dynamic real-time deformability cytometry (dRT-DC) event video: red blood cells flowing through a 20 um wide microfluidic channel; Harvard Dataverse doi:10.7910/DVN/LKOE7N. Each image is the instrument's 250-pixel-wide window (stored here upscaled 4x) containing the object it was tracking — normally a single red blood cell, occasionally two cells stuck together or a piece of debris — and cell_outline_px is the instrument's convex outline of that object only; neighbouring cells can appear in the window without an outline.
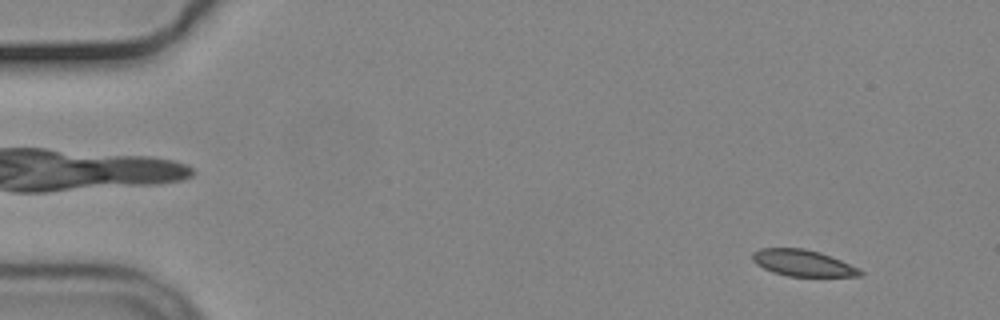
{"species": "common noctule bat (a hibernating species)", "species_latin": "Nyctalus noctula", "temperature_condition": "cold", "stored_images_in_passage": 57, "camera_frame_rate_fps": 3000, "um_per_image_px": 0.085, "animal": {"sex": "male", "body_mass_g": 19.2, "forearm_length_mm": 51.8}, "frame": {"image": 1, "passage_image": 5, "time_ms": 1.333, "image_size_px": [1000, 320], "cell_outline_px": [[864, 276], [788, 276], [772, 272], [756, 264], [752, 260], [752, 252], [760, 248], [804, 248], [820, 252], [840, 260], [864, 272]], "centroid_in_image_um": [68.2, 22.35], "position_along_channel_um": 16.8, "area_um2": 16.47}}
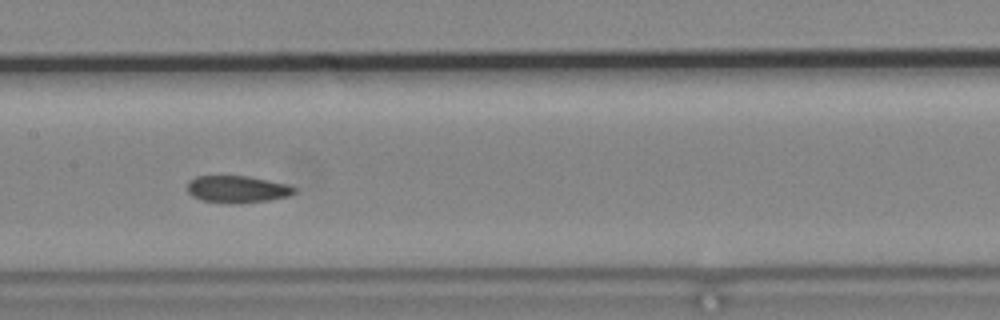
{"frame": {"image": 2, "passage_image": 28, "time_ms": 9.0, "image_size_px": [1000, 320], "cell_outline_px": [[296, 192], [288, 196], [272, 200], [232, 204], [228, 204], [200, 200], [192, 196], [188, 192], [188, 180], [196, 176], [248, 176], [288, 184], [296, 188]], "centroid_in_image_um": [20.16, 16.09], "position_along_channel_um": 187.2, "area_um2": 17.11}}
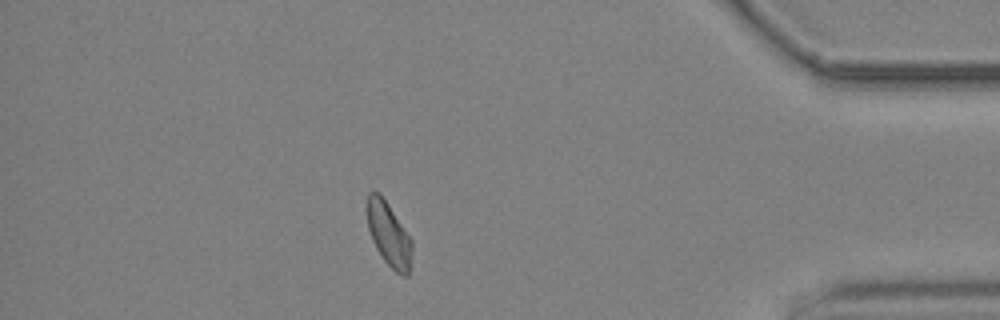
{"frame": {"image": 3, "passage_image": 49, "time_ms": 16.0, "image_size_px": [1000, 320], "cell_outline_px": [[412, 248], [408, 276], [400, 276], [384, 260], [376, 248], [372, 240], [368, 228], [368, 192], [380, 192], [412, 240]], "centroid_in_image_um": [33.06, 19.94], "position_along_channel_um": 402.1, "area_um2": 16.42}}